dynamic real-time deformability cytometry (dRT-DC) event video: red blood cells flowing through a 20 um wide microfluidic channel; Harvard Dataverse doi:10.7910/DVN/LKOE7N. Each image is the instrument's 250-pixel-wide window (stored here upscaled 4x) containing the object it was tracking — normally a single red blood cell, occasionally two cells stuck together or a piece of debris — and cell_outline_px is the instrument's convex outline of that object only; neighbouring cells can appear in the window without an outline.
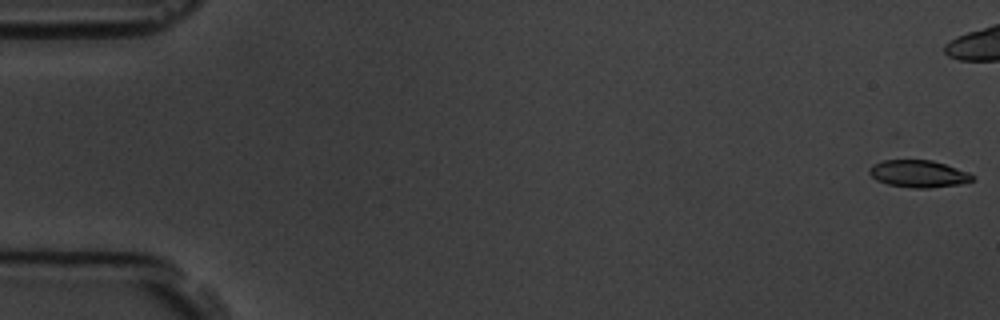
{"species": "common noctule bat (a hibernating species)", "species_latin": "Nyctalus noctula", "temperature_condition": "room temperature", "stored_images_in_passage": 4, "camera_frame_rate_fps": 3000, "um_per_image_px": 0.085, "animal": {"sex": "male", "body_mass_g": 19.5, "forearm_length_mm": 54.6}, "frame": {"image": 1, "passage_image": 1, "time_ms": 0.0, "image_size_px": [1000, 320], "cell_outline_px": [[976, 180], [968, 184], [928, 188], [912, 188], [888, 184], [876, 180], [868, 172], [868, 168], [872, 164], [884, 160], [932, 160], [968, 172], [976, 176]], "centroid_in_image_um": [78.13, 14.78], "position_along_channel_um": 6.9, "area_um2": 16.65}}